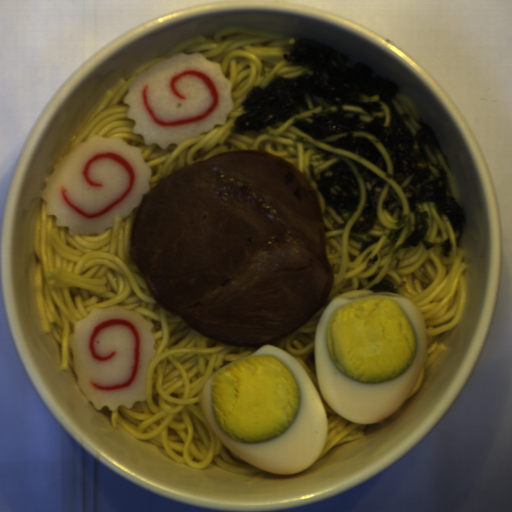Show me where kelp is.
Wrapping results in <instances>:
<instances>
[{
	"instance_id": "kelp-4",
	"label": "kelp",
	"mask_w": 512,
	"mask_h": 512,
	"mask_svg": "<svg viewBox=\"0 0 512 512\" xmlns=\"http://www.w3.org/2000/svg\"><path fill=\"white\" fill-rule=\"evenodd\" d=\"M367 290L373 291H389L399 295V289L394 286L393 283L388 281L387 279H382L380 282L375 284L374 286L368 288Z\"/></svg>"
},
{
	"instance_id": "kelp-6",
	"label": "kelp",
	"mask_w": 512,
	"mask_h": 512,
	"mask_svg": "<svg viewBox=\"0 0 512 512\" xmlns=\"http://www.w3.org/2000/svg\"><path fill=\"white\" fill-rule=\"evenodd\" d=\"M314 153H315V155L320 156V159H321L322 161H324V162H325V161H329V160H331V159H334V158L336 157V155H337V154H335V153H332V152H330V151H327V150H325V149H323V148H320V147H318V146H317L316 148H314Z\"/></svg>"
},
{
	"instance_id": "kelp-3",
	"label": "kelp",
	"mask_w": 512,
	"mask_h": 512,
	"mask_svg": "<svg viewBox=\"0 0 512 512\" xmlns=\"http://www.w3.org/2000/svg\"><path fill=\"white\" fill-rule=\"evenodd\" d=\"M351 161L361 177L365 191V203L361 213L350 228L349 237L359 242V252L363 254L380 240L379 236H374L373 227L378 218L379 202L387 186V181L354 158Z\"/></svg>"
},
{
	"instance_id": "kelp-1",
	"label": "kelp",
	"mask_w": 512,
	"mask_h": 512,
	"mask_svg": "<svg viewBox=\"0 0 512 512\" xmlns=\"http://www.w3.org/2000/svg\"><path fill=\"white\" fill-rule=\"evenodd\" d=\"M282 57L304 70L292 77L275 76L264 88H251L240 104L244 113L234 120L232 131L256 132L320 106L322 111L311 113L312 122L296 118L293 125L322 144L368 161L402 190L408 214L391 186L381 205V210L396 220V229L385 235L391 247L390 270H397L400 251L420 245L429 251L435 245L428 240L430 216L419 209L422 202L434 203L437 214L447 217L456 245L462 247L468 228L466 212L453 195L437 152L451 169L448 156L424 121L416 133L409 129L408 114L399 113L394 104L399 86L370 65L304 37ZM345 104L365 110L373 116L371 122H363L356 112L342 110ZM376 141L389 153L394 174L387 171L383 156L373 145Z\"/></svg>"
},
{
	"instance_id": "kelp-2",
	"label": "kelp",
	"mask_w": 512,
	"mask_h": 512,
	"mask_svg": "<svg viewBox=\"0 0 512 512\" xmlns=\"http://www.w3.org/2000/svg\"><path fill=\"white\" fill-rule=\"evenodd\" d=\"M311 178L323 196L324 206L337 213L343 223L334 222V229H344L360 202V185L353 169L344 161L328 166L320 175L314 163L307 167Z\"/></svg>"
},
{
	"instance_id": "kelp-5",
	"label": "kelp",
	"mask_w": 512,
	"mask_h": 512,
	"mask_svg": "<svg viewBox=\"0 0 512 512\" xmlns=\"http://www.w3.org/2000/svg\"><path fill=\"white\" fill-rule=\"evenodd\" d=\"M453 244L450 237H447L440 245L442 257H451Z\"/></svg>"
}]
</instances>
